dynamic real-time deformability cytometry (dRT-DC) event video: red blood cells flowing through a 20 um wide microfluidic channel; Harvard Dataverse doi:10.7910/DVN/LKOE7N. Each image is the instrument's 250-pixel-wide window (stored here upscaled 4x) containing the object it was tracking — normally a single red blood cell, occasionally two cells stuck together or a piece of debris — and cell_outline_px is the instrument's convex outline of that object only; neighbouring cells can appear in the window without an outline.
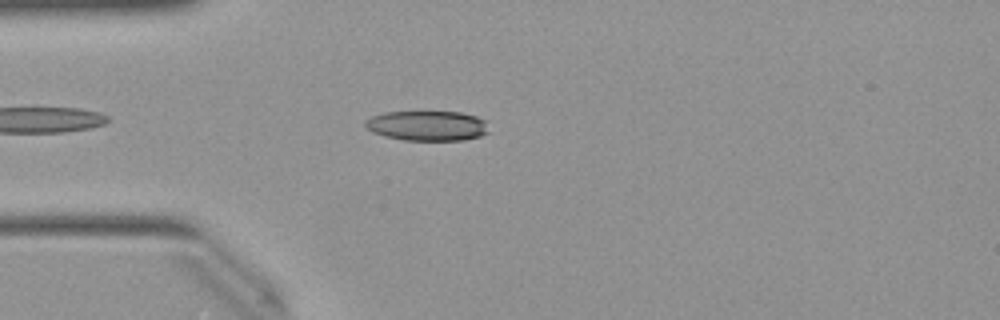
{"species": "Egyptian fruit bat (a non-hibernating species)", "species_latin": "Rousettus aegyptiacus", "temperature_condition": "warm", "stored_images_in_passage": 38, "camera_frame_rate_fps": 3000, "um_per_image_px": 0.085, "animal": {"sex": "female"}, "frame": {"image": 1, "passage_image": 5, "time_ms": 1.333, "image_size_px": [1000, 320], "cell_outline_px": [[488, 132], [480, 136], [464, 140], [404, 140], [372, 132], [364, 124], [364, 120], [372, 116], [384, 112], [460, 112], [476, 116], [488, 120]], "centroid_in_image_um": [36.36, 10.68], "position_along_channel_um": 48.6, "area_um2": 21.62}}
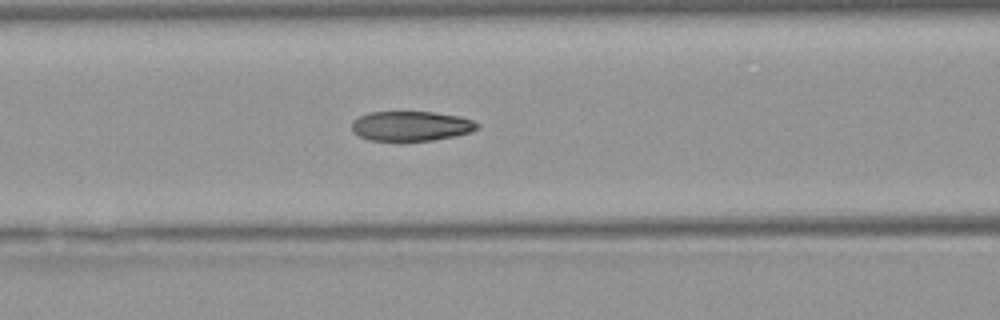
{"frame": {"image": 2, "passage_image": 12, "time_ms": 3.667, "image_size_px": [1000, 320], "cell_outline_px": [[480, 124], [472, 132], [456, 136], [432, 140], [368, 140], [352, 132], [352, 120], [360, 116], [372, 112], [432, 112], [460, 116], [472, 120]], "centroid_in_image_um": [34.95, 10.71], "position_along_channel_um": 131.7, "area_um2": 21.68}}
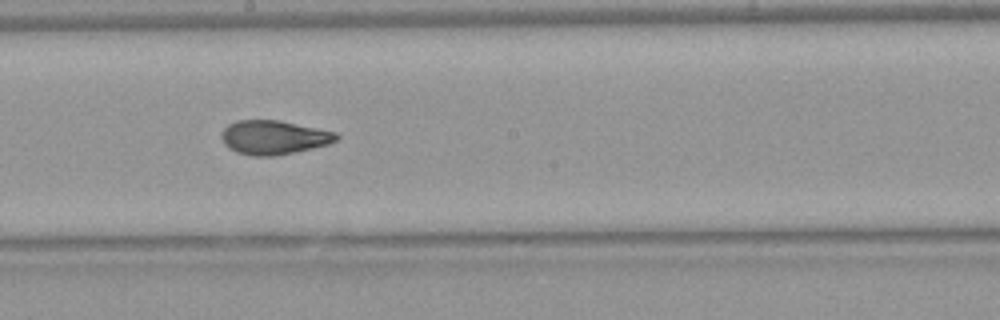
{"frame": {"image": 3, "passage_image": 19, "time_ms": 6.0, "image_size_px": [1000, 320], "cell_outline_px": [[340, 136], [336, 140], [328, 144], [312, 148], [272, 156], [252, 156], [236, 152], [228, 148], [224, 144], [220, 136], [224, 128], [228, 124], [236, 120], [280, 120], [336, 132]], "centroid_in_image_um": [23.23, 11.67], "position_along_channel_um": 225.0, "area_um2": 22.77}, "authors_computed_cell_mechanics": {"area_um2": 21.386, "velocity_mm_per_s": 4.048, "shape_relaxation_time_tau1_ms": 4.2861, "shape_relaxation_time_tau2_ms": 2.3284, "deformation_change_tau1": 0.1235, "deformation_change_tau2": 0.1065}}